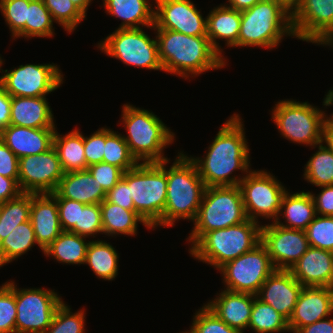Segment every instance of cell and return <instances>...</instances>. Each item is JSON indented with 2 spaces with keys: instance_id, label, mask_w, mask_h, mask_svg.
Returning a JSON list of instances; mask_svg holds the SVG:
<instances>
[{
  "instance_id": "ba28073f",
  "label": "cell",
  "mask_w": 333,
  "mask_h": 333,
  "mask_svg": "<svg viewBox=\"0 0 333 333\" xmlns=\"http://www.w3.org/2000/svg\"><path fill=\"white\" fill-rule=\"evenodd\" d=\"M247 219L239 185L206 187L187 241L192 247L205 233L234 226Z\"/></svg>"
},
{
  "instance_id": "cb8c5ba5",
  "label": "cell",
  "mask_w": 333,
  "mask_h": 333,
  "mask_svg": "<svg viewBox=\"0 0 333 333\" xmlns=\"http://www.w3.org/2000/svg\"><path fill=\"white\" fill-rule=\"evenodd\" d=\"M254 294L223 290L214 300L205 304L228 326L244 333L249 326Z\"/></svg>"
},
{
  "instance_id": "f1b7e54d",
  "label": "cell",
  "mask_w": 333,
  "mask_h": 333,
  "mask_svg": "<svg viewBox=\"0 0 333 333\" xmlns=\"http://www.w3.org/2000/svg\"><path fill=\"white\" fill-rule=\"evenodd\" d=\"M106 12L122 23L118 28H141L148 29L154 26V8L149 0H103Z\"/></svg>"
},
{
  "instance_id": "f907efd6",
  "label": "cell",
  "mask_w": 333,
  "mask_h": 333,
  "mask_svg": "<svg viewBox=\"0 0 333 333\" xmlns=\"http://www.w3.org/2000/svg\"><path fill=\"white\" fill-rule=\"evenodd\" d=\"M0 175L18 179L19 158L6 146L0 138Z\"/></svg>"
},
{
  "instance_id": "7c38bea8",
  "label": "cell",
  "mask_w": 333,
  "mask_h": 333,
  "mask_svg": "<svg viewBox=\"0 0 333 333\" xmlns=\"http://www.w3.org/2000/svg\"><path fill=\"white\" fill-rule=\"evenodd\" d=\"M6 284L15 293L16 333H45L57 308L63 302L61 297L54 290L18 289L13 281Z\"/></svg>"
},
{
  "instance_id": "2e32d148",
  "label": "cell",
  "mask_w": 333,
  "mask_h": 333,
  "mask_svg": "<svg viewBox=\"0 0 333 333\" xmlns=\"http://www.w3.org/2000/svg\"><path fill=\"white\" fill-rule=\"evenodd\" d=\"M297 39L322 45L333 33V0H300L292 9Z\"/></svg>"
},
{
  "instance_id": "9c48e42d",
  "label": "cell",
  "mask_w": 333,
  "mask_h": 333,
  "mask_svg": "<svg viewBox=\"0 0 333 333\" xmlns=\"http://www.w3.org/2000/svg\"><path fill=\"white\" fill-rule=\"evenodd\" d=\"M273 122L285 139L315 148L323 142L325 111L308 102L280 100L272 110Z\"/></svg>"
},
{
  "instance_id": "680465c9",
  "label": "cell",
  "mask_w": 333,
  "mask_h": 333,
  "mask_svg": "<svg viewBox=\"0 0 333 333\" xmlns=\"http://www.w3.org/2000/svg\"><path fill=\"white\" fill-rule=\"evenodd\" d=\"M333 150V130H323V143Z\"/></svg>"
},
{
  "instance_id": "d6a6232c",
  "label": "cell",
  "mask_w": 333,
  "mask_h": 333,
  "mask_svg": "<svg viewBox=\"0 0 333 333\" xmlns=\"http://www.w3.org/2000/svg\"><path fill=\"white\" fill-rule=\"evenodd\" d=\"M118 260L117 251L107 241H89L84 264L89 265L98 278L114 280L118 275Z\"/></svg>"
},
{
  "instance_id": "c3c4849f",
  "label": "cell",
  "mask_w": 333,
  "mask_h": 333,
  "mask_svg": "<svg viewBox=\"0 0 333 333\" xmlns=\"http://www.w3.org/2000/svg\"><path fill=\"white\" fill-rule=\"evenodd\" d=\"M55 199L63 231H70L75 225H79L80 208H84L86 205L67 198Z\"/></svg>"
},
{
  "instance_id": "d6986e66",
  "label": "cell",
  "mask_w": 333,
  "mask_h": 333,
  "mask_svg": "<svg viewBox=\"0 0 333 333\" xmlns=\"http://www.w3.org/2000/svg\"><path fill=\"white\" fill-rule=\"evenodd\" d=\"M302 288L289 270H275L265 280L256 297L289 321Z\"/></svg>"
},
{
  "instance_id": "4316f807",
  "label": "cell",
  "mask_w": 333,
  "mask_h": 333,
  "mask_svg": "<svg viewBox=\"0 0 333 333\" xmlns=\"http://www.w3.org/2000/svg\"><path fill=\"white\" fill-rule=\"evenodd\" d=\"M207 18V37L212 47L222 56V49L217 39L225 40L227 47H238V35L241 24V11L225 5L209 11Z\"/></svg>"
},
{
  "instance_id": "83f0119b",
  "label": "cell",
  "mask_w": 333,
  "mask_h": 333,
  "mask_svg": "<svg viewBox=\"0 0 333 333\" xmlns=\"http://www.w3.org/2000/svg\"><path fill=\"white\" fill-rule=\"evenodd\" d=\"M281 215H283L285 224L280 221ZM315 217L316 209L309 191L304 192L303 190L290 194L287 190L282 200L279 217L275 223L284 228L305 231Z\"/></svg>"
},
{
  "instance_id": "e7e4bbea",
  "label": "cell",
  "mask_w": 333,
  "mask_h": 333,
  "mask_svg": "<svg viewBox=\"0 0 333 333\" xmlns=\"http://www.w3.org/2000/svg\"><path fill=\"white\" fill-rule=\"evenodd\" d=\"M0 267H2L1 240H0Z\"/></svg>"
},
{
  "instance_id": "03108f58",
  "label": "cell",
  "mask_w": 333,
  "mask_h": 333,
  "mask_svg": "<svg viewBox=\"0 0 333 333\" xmlns=\"http://www.w3.org/2000/svg\"><path fill=\"white\" fill-rule=\"evenodd\" d=\"M3 59H1V56H0V68L2 67V64H3Z\"/></svg>"
},
{
  "instance_id": "60d3db41",
  "label": "cell",
  "mask_w": 333,
  "mask_h": 333,
  "mask_svg": "<svg viewBox=\"0 0 333 333\" xmlns=\"http://www.w3.org/2000/svg\"><path fill=\"white\" fill-rule=\"evenodd\" d=\"M70 310V306H67L63 301L57 308L51 325L45 333H84L85 310L81 309L75 313Z\"/></svg>"
},
{
  "instance_id": "ab89813d",
  "label": "cell",
  "mask_w": 333,
  "mask_h": 333,
  "mask_svg": "<svg viewBox=\"0 0 333 333\" xmlns=\"http://www.w3.org/2000/svg\"><path fill=\"white\" fill-rule=\"evenodd\" d=\"M43 2L53 20L69 34L86 18V15L71 0H43Z\"/></svg>"
},
{
  "instance_id": "9f6ffc18",
  "label": "cell",
  "mask_w": 333,
  "mask_h": 333,
  "mask_svg": "<svg viewBox=\"0 0 333 333\" xmlns=\"http://www.w3.org/2000/svg\"><path fill=\"white\" fill-rule=\"evenodd\" d=\"M329 318L301 327L295 333H333V317Z\"/></svg>"
},
{
  "instance_id": "e0dca14e",
  "label": "cell",
  "mask_w": 333,
  "mask_h": 333,
  "mask_svg": "<svg viewBox=\"0 0 333 333\" xmlns=\"http://www.w3.org/2000/svg\"><path fill=\"white\" fill-rule=\"evenodd\" d=\"M261 243L276 270H290L310 247L305 231L284 228L275 222L261 225Z\"/></svg>"
},
{
  "instance_id": "db71d44e",
  "label": "cell",
  "mask_w": 333,
  "mask_h": 333,
  "mask_svg": "<svg viewBox=\"0 0 333 333\" xmlns=\"http://www.w3.org/2000/svg\"><path fill=\"white\" fill-rule=\"evenodd\" d=\"M21 193L18 179L6 178L0 175V205L18 197Z\"/></svg>"
},
{
  "instance_id": "7bdbcfd3",
  "label": "cell",
  "mask_w": 333,
  "mask_h": 333,
  "mask_svg": "<svg viewBox=\"0 0 333 333\" xmlns=\"http://www.w3.org/2000/svg\"><path fill=\"white\" fill-rule=\"evenodd\" d=\"M305 232L310 247L333 252V216L316 215Z\"/></svg>"
},
{
  "instance_id": "44dd1931",
  "label": "cell",
  "mask_w": 333,
  "mask_h": 333,
  "mask_svg": "<svg viewBox=\"0 0 333 333\" xmlns=\"http://www.w3.org/2000/svg\"><path fill=\"white\" fill-rule=\"evenodd\" d=\"M289 271L303 287H333V252L309 247Z\"/></svg>"
},
{
  "instance_id": "9a60e30c",
  "label": "cell",
  "mask_w": 333,
  "mask_h": 333,
  "mask_svg": "<svg viewBox=\"0 0 333 333\" xmlns=\"http://www.w3.org/2000/svg\"><path fill=\"white\" fill-rule=\"evenodd\" d=\"M64 176L56 149L19 158L18 184L23 193L51 194Z\"/></svg>"
},
{
  "instance_id": "5bb4252c",
  "label": "cell",
  "mask_w": 333,
  "mask_h": 333,
  "mask_svg": "<svg viewBox=\"0 0 333 333\" xmlns=\"http://www.w3.org/2000/svg\"><path fill=\"white\" fill-rule=\"evenodd\" d=\"M56 64H25L3 70L0 86L11 97H44L63 83V74Z\"/></svg>"
},
{
  "instance_id": "484cf974",
  "label": "cell",
  "mask_w": 333,
  "mask_h": 333,
  "mask_svg": "<svg viewBox=\"0 0 333 333\" xmlns=\"http://www.w3.org/2000/svg\"><path fill=\"white\" fill-rule=\"evenodd\" d=\"M44 97H11L10 125L56 128L52 109Z\"/></svg>"
},
{
  "instance_id": "5b68a950",
  "label": "cell",
  "mask_w": 333,
  "mask_h": 333,
  "mask_svg": "<svg viewBox=\"0 0 333 333\" xmlns=\"http://www.w3.org/2000/svg\"><path fill=\"white\" fill-rule=\"evenodd\" d=\"M122 123L128 135H123L130 153L139 163H159L167 160L164 148L174 141V133L150 110L124 104Z\"/></svg>"
},
{
  "instance_id": "f546056e",
  "label": "cell",
  "mask_w": 333,
  "mask_h": 333,
  "mask_svg": "<svg viewBox=\"0 0 333 333\" xmlns=\"http://www.w3.org/2000/svg\"><path fill=\"white\" fill-rule=\"evenodd\" d=\"M101 219L103 234L114 237L119 234L135 236L138 222L146 228L151 227L136 212L124 209L114 203L104 200L101 204Z\"/></svg>"
},
{
  "instance_id": "be15d7a7",
  "label": "cell",
  "mask_w": 333,
  "mask_h": 333,
  "mask_svg": "<svg viewBox=\"0 0 333 333\" xmlns=\"http://www.w3.org/2000/svg\"><path fill=\"white\" fill-rule=\"evenodd\" d=\"M322 45L333 47V33Z\"/></svg>"
},
{
  "instance_id": "8d00e7d4",
  "label": "cell",
  "mask_w": 333,
  "mask_h": 333,
  "mask_svg": "<svg viewBox=\"0 0 333 333\" xmlns=\"http://www.w3.org/2000/svg\"><path fill=\"white\" fill-rule=\"evenodd\" d=\"M31 193H21L18 197L0 205V240L5 239L17 225L29 221Z\"/></svg>"
},
{
  "instance_id": "4dcf8cb0",
  "label": "cell",
  "mask_w": 333,
  "mask_h": 333,
  "mask_svg": "<svg viewBox=\"0 0 333 333\" xmlns=\"http://www.w3.org/2000/svg\"><path fill=\"white\" fill-rule=\"evenodd\" d=\"M53 147L56 149L64 173L87 170L83 134L74 129L66 135L55 131Z\"/></svg>"
},
{
  "instance_id": "e575fe53",
  "label": "cell",
  "mask_w": 333,
  "mask_h": 333,
  "mask_svg": "<svg viewBox=\"0 0 333 333\" xmlns=\"http://www.w3.org/2000/svg\"><path fill=\"white\" fill-rule=\"evenodd\" d=\"M248 328L256 333L290 332L288 320L272 306L257 297L253 300V308Z\"/></svg>"
},
{
  "instance_id": "3957f363",
  "label": "cell",
  "mask_w": 333,
  "mask_h": 333,
  "mask_svg": "<svg viewBox=\"0 0 333 333\" xmlns=\"http://www.w3.org/2000/svg\"><path fill=\"white\" fill-rule=\"evenodd\" d=\"M166 177L167 195L162 227L173 226L181 218L193 222L206 188L195 163L181 152L166 169Z\"/></svg>"
},
{
  "instance_id": "f6af8a7d",
  "label": "cell",
  "mask_w": 333,
  "mask_h": 333,
  "mask_svg": "<svg viewBox=\"0 0 333 333\" xmlns=\"http://www.w3.org/2000/svg\"><path fill=\"white\" fill-rule=\"evenodd\" d=\"M69 232L86 238L95 237L97 233L103 234L100 204H89L80 208L79 225H75Z\"/></svg>"
},
{
  "instance_id": "277c9868",
  "label": "cell",
  "mask_w": 333,
  "mask_h": 333,
  "mask_svg": "<svg viewBox=\"0 0 333 333\" xmlns=\"http://www.w3.org/2000/svg\"><path fill=\"white\" fill-rule=\"evenodd\" d=\"M283 36H293L292 10L275 0H260L241 11L238 47L276 48Z\"/></svg>"
},
{
  "instance_id": "4fadbf2b",
  "label": "cell",
  "mask_w": 333,
  "mask_h": 333,
  "mask_svg": "<svg viewBox=\"0 0 333 333\" xmlns=\"http://www.w3.org/2000/svg\"><path fill=\"white\" fill-rule=\"evenodd\" d=\"M218 270L223 275L225 290L256 295L276 269L266 247L260 242L251 251L226 262Z\"/></svg>"
},
{
  "instance_id": "b9f144b4",
  "label": "cell",
  "mask_w": 333,
  "mask_h": 333,
  "mask_svg": "<svg viewBox=\"0 0 333 333\" xmlns=\"http://www.w3.org/2000/svg\"><path fill=\"white\" fill-rule=\"evenodd\" d=\"M30 0H0V11L5 18L12 38H25V23L27 20V6Z\"/></svg>"
},
{
  "instance_id": "681fc988",
  "label": "cell",
  "mask_w": 333,
  "mask_h": 333,
  "mask_svg": "<svg viewBox=\"0 0 333 333\" xmlns=\"http://www.w3.org/2000/svg\"><path fill=\"white\" fill-rule=\"evenodd\" d=\"M87 166L103 162L105 150V127L100 128L89 137L83 135Z\"/></svg>"
},
{
  "instance_id": "f35d334b",
  "label": "cell",
  "mask_w": 333,
  "mask_h": 333,
  "mask_svg": "<svg viewBox=\"0 0 333 333\" xmlns=\"http://www.w3.org/2000/svg\"><path fill=\"white\" fill-rule=\"evenodd\" d=\"M53 18L43 0H30L27 6L25 38L52 37L54 35Z\"/></svg>"
},
{
  "instance_id": "91938a15",
  "label": "cell",
  "mask_w": 333,
  "mask_h": 333,
  "mask_svg": "<svg viewBox=\"0 0 333 333\" xmlns=\"http://www.w3.org/2000/svg\"><path fill=\"white\" fill-rule=\"evenodd\" d=\"M85 15L92 0H71Z\"/></svg>"
},
{
  "instance_id": "d590c367",
  "label": "cell",
  "mask_w": 333,
  "mask_h": 333,
  "mask_svg": "<svg viewBox=\"0 0 333 333\" xmlns=\"http://www.w3.org/2000/svg\"><path fill=\"white\" fill-rule=\"evenodd\" d=\"M304 167V179L317 187L333 185V150L323 142Z\"/></svg>"
},
{
  "instance_id": "ac0fdd59",
  "label": "cell",
  "mask_w": 333,
  "mask_h": 333,
  "mask_svg": "<svg viewBox=\"0 0 333 333\" xmlns=\"http://www.w3.org/2000/svg\"><path fill=\"white\" fill-rule=\"evenodd\" d=\"M154 1V29H168L189 36H207V18H203L191 0Z\"/></svg>"
},
{
  "instance_id": "bcb514c9",
  "label": "cell",
  "mask_w": 333,
  "mask_h": 333,
  "mask_svg": "<svg viewBox=\"0 0 333 333\" xmlns=\"http://www.w3.org/2000/svg\"><path fill=\"white\" fill-rule=\"evenodd\" d=\"M16 314L15 293L4 283L0 286V333H16Z\"/></svg>"
},
{
  "instance_id": "7dc6e473",
  "label": "cell",
  "mask_w": 333,
  "mask_h": 333,
  "mask_svg": "<svg viewBox=\"0 0 333 333\" xmlns=\"http://www.w3.org/2000/svg\"><path fill=\"white\" fill-rule=\"evenodd\" d=\"M87 170L107 193L122 178L123 171L117 166L100 162L88 166Z\"/></svg>"
},
{
  "instance_id": "94428289",
  "label": "cell",
  "mask_w": 333,
  "mask_h": 333,
  "mask_svg": "<svg viewBox=\"0 0 333 333\" xmlns=\"http://www.w3.org/2000/svg\"><path fill=\"white\" fill-rule=\"evenodd\" d=\"M327 115H324V127L323 130H333V113L326 117Z\"/></svg>"
},
{
  "instance_id": "ffe728a7",
  "label": "cell",
  "mask_w": 333,
  "mask_h": 333,
  "mask_svg": "<svg viewBox=\"0 0 333 333\" xmlns=\"http://www.w3.org/2000/svg\"><path fill=\"white\" fill-rule=\"evenodd\" d=\"M333 287H303L288 321L290 332L333 316Z\"/></svg>"
},
{
  "instance_id": "7a4b0ae2",
  "label": "cell",
  "mask_w": 333,
  "mask_h": 333,
  "mask_svg": "<svg viewBox=\"0 0 333 333\" xmlns=\"http://www.w3.org/2000/svg\"><path fill=\"white\" fill-rule=\"evenodd\" d=\"M161 64L165 72L185 79L226 65L207 36H189L168 29H154Z\"/></svg>"
},
{
  "instance_id": "003e7915",
  "label": "cell",
  "mask_w": 333,
  "mask_h": 333,
  "mask_svg": "<svg viewBox=\"0 0 333 333\" xmlns=\"http://www.w3.org/2000/svg\"><path fill=\"white\" fill-rule=\"evenodd\" d=\"M181 333H190V331H189V330H187V331H183V332H181Z\"/></svg>"
},
{
  "instance_id": "6da1fadb",
  "label": "cell",
  "mask_w": 333,
  "mask_h": 333,
  "mask_svg": "<svg viewBox=\"0 0 333 333\" xmlns=\"http://www.w3.org/2000/svg\"><path fill=\"white\" fill-rule=\"evenodd\" d=\"M241 119L240 115L234 113L219 128L206 156L190 157L206 187L239 185L244 177L230 175L237 170L245 174L252 170L249 169L250 150Z\"/></svg>"
},
{
  "instance_id": "8fae6325",
  "label": "cell",
  "mask_w": 333,
  "mask_h": 333,
  "mask_svg": "<svg viewBox=\"0 0 333 333\" xmlns=\"http://www.w3.org/2000/svg\"><path fill=\"white\" fill-rule=\"evenodd\" d=\"M247 218L257 223V218L274 219L279 217L286 188L270 172L250 170L240 181ZM259 216V217H258Z\"/></svg>"
},
{
  "instance_id": "6f0895ef",
  "label": "cell",
  "mask_w": 333,
  "mask_h": 333,
  "mask_svg": "<svg viewBox=\"0 0 333 333\" xmlns=\"http://www.w3.org/2000/svg\"><path fill=\"white\" fill-rule=\"evenodd\" d=\"M260 0H228L229 4H224L225 6L235 9L237 11H244L258 3Z\"/></svg>"
},
{
  "instance_id": "6125c7cd",
  "label": "cell",
  "mask_w": 333,
  "mask_h": 333,
  "mask_svg": "<svg viewBox=\"0 0 333 333\" xmlns=\"http://www.w3.org/2000/svg\"><path fill=\"white\" fill-rule=\"evenodd\" d=\"M300 0H282V3L286 4L291 10Z\"/></svg>"
},
{
  "instance_id": "1f68e13d",
  "label": "cell",
  "mask_w": 333,
  "mask_h": 333,
  "mask_svg": "<svg viewBox=\"0 0 333 333\" xmlns=\"http://www.w3.org/2000/svg\"><path fill=\"white\" fill-rule=\"evenodd\" d=\"M86 237L69 231H63L47 248L44 249L46 257H52L60 263L84 264L89 241Z\"/></svg>"
},
{
  "instance_id": "816d5d0a",
  "label": "cell",
  "mask_w": 333,
  "mask_h": 333,
  "mask_svg": "<svg viewBox=\"0 0 333 333\" xmlns=\"http://www.w3.org/2000/svg\"><path fill=\"white\" fill-rule=\"evenodd\" d=\"M105 200L124 209L136 211L134 209L133 199L130 197L128 185L123 178H121L118 183L106 193Z\"/></svg>"
},
{
  "instance_id": "d4e9b609",
  "label": "cell",
  "mask_w": 333,
  "mask_h": 333,
  "mask_svg": "<svg viewBox=\"0 0 333 333\" xmlns=\"http://www.w3.org/2000/svg\"><path fill=\"white\" fill-rule=\"evenodd\" d=\"M51 195L54 198H67L89 205L101 204L105 200L106 192L88 170H83L64 173Z\"/></svg>"
},
{
  "instance_id": "836d02e7",
  "label": "cell",
  "mask_w": 333,
  "mask_h": 333,
  "mask_svg": "<svg viewBox=\"0 0 333 333\" xmlns=\"http://www.w3.org/2000/svg\"><path fill=\"white\" fill-rule=\"evenodd\" d=\"M37 245L33 225L30 220L23 222L1 241L2 266L21 257L27 251H30L32 246Z\"/></svg>"
},
{
  "instance_id": "7402d4cb",
  "label": "cell",
  "mask_w": 333,
  "mask_h": 333,
  "mask_svg": "<svg viewBox=\"0 0 333 333\" xmlns=\"http://www.w3.org/2000/svg\"><path fill=\"white\" fill-rule=\"evenodd\" d=\"M29 220L42 252L63 232L57 201L51 194L31 193Z\"/></svg>"
},
{
  "instance_id": "30bf717a",
  "label": "cell",
  "mask_w": 333,
  "mask_h": 333,
  "mask_svg": "<svg viewBox=\"0 0 333 333\" xmlns=\"http://www.w3.org/2000/svg\"><path fill=\"white\" fill-rule=\"evenodd\" d=\"M142 29L117 28L104 41L98 43V48L126 65L164 71L159 58L157 39H151Z\"/></svg>"
},
{
  "instance_id": "603a6c76",
  "label": "cell",
  "mask_w": 333,
  "mask_h": 333,
  "mask_svg": "<svg viewBox=\"0 0 333 333\" xmlns=\"http://www.w3.org/2000/svg\"><path fill=\"white\" fill-rule=\"evenodd\" d=\"M56 128H29L16 125L7 126L0 138L18 157L37 155L53 146Z\"/></svg>"
},
{
  "instance_id": "ee69618b",
  "label": "cell",
  "mask_w": 333,
  "mask_h": 333,
  "mask_svg": "<svg viewBox=\"0 0 333 333\" xmlns=\"http://www.w3.org/2000/svg\"><path fill=\"white\" fill-rule=\"evenodd\" d=\"M190 333H243L228 326L206 305L196 311Z\"/></svg>"
},
{
  "instance_id": "f5cc1de1",
  "label": "cell",
  "mask_w": 333,
  "mask_h": 333,
  "mask_svg": "<svg viewBox=\"0 0 333 333\" xmlns=\"http://www.w3.org/2000/svg\"><path fill=\"white\" fill-rule=\"evenodd\" d=\"M322 191L317 194L311 193L314 201L316 215L333 216V185L321 186Z\"/></svg>"
},
{
  "instance_id": "52a82bcc",
  "label": "cell",
  "mask_w": 333,
  "mask_h": 333,
  "mask_svg": "<svg viewBox=\"0 0 333 333\" xmlns=\"http://www.w3.org/2000/svg\"><path fill=\"white\" fill-rule=\"evenodd\" d=\"M170 159L159 163H138L123 172L133 199L134 209L153 229L162 226V214L166 205V165Z\"/></svg>"
},
{
  "instance_id": "8992f818",
  "label": "cell",
  "mask_w": 333,
  "mask_h": 333,
  "mask_svg": "<svg viewBox=\"0 0 333 333\" xmlns=\"http://www.w3.org/2000/svg\"><path fill=\"white\" fill-rule=\"evenodd\" d=\"M260 242V223L247 219L240 224L205 233L189 248V253L218 270L226 262L251 251Z\"/></svg>"
},
{
  "instance_id": "11a10c76",
  "label": "cell",
  "mask_w": 333,
  "mask_h": 333,
  "mask_svg": "<svg viewBox=\"0 0 333 333\" xmlns=\"http://www.w3.org/2000/svg\"><path fill=\"white\" fill-rule=\"evenodd\" d=\"M11 96L0 86V133L10 125Z\"/></svg>"
},
{
  "instance_id": "74e56055",
  "label": "cell",
  "mask_w": 333,
  "mask_h": 333,
  "mask_svg": "<svg viewBox=\"0 0 333 333\" xmlns=\"http://www.w3.org/2000/svg\"><path fill=\"white\" fill-rule=\"evenodd\" d=\"M105 150L103 162L117 166L123 172L134 168L138 162L130 153L129 147L118 131L105 127Z\"/></svg>"
}]
</instances>
